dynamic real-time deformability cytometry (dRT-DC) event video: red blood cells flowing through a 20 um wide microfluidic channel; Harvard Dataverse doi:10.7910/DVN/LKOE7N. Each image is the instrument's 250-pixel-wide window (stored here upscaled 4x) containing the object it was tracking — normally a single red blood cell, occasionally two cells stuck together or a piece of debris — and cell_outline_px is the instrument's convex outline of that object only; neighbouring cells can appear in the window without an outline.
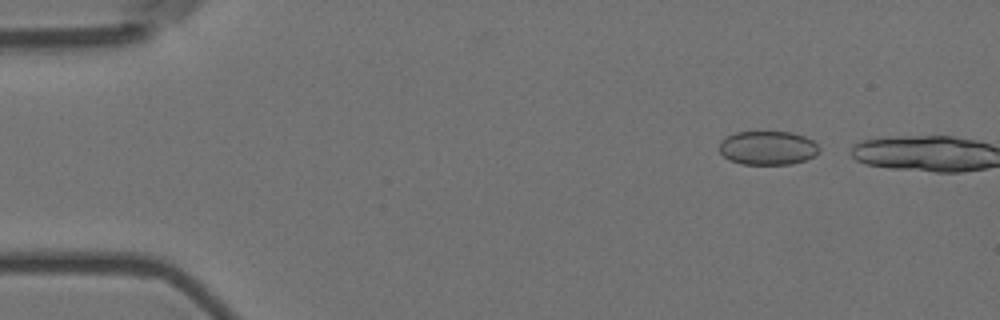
{"species": "Egyptian fruit bat (a non-hibernating species)", "species_latin": "Rousettus aegyptiacus", "temperature_condition": "room temperature", "stored_images_in_passage": 5, "camera_frame_rate_fps": 3000, "um_per_image_px": 0.085, "animal": {"sex": "female"}, "frame": {"image": 1, "passage_image": 3, "time_ms": 0.667, "image_size_px": [1000, 320], "cell_outline_px": [[820, 152], [816, 156], [792, 164], [740, 164], [728, 160], [720, 152], [720, 140], [736, 132], [792, 132], [804, 136], [812, 140], [820, 148]], "centroid_in_image_um": [65.27, 12.58], "position_along_channel_um": 19.7, "area_um2": 19.83}}